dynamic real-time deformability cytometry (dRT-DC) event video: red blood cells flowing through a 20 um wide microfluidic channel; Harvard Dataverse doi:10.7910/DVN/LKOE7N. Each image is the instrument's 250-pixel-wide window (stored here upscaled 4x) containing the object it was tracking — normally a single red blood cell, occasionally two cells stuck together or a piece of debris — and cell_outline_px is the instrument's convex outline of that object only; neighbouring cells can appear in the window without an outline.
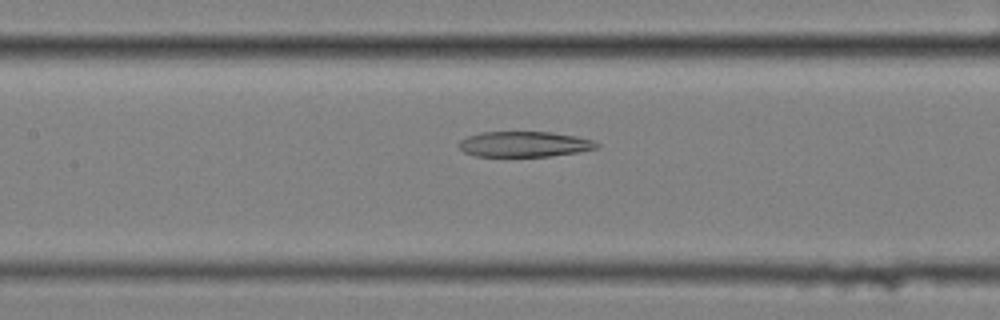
{"species": "common noctule bat (a hibernating species)", "species_latin": "Nyctalus noctula", "temperature_condition": "cold", "stored_images_in_passage": 45, "camera_frame_rate_fps": 3000, "um_per_image_px": 0.085, "animal": {"sex": "female", "body_mass_g": 25.1}, "frame": {"image": 1, "passage_image": 20, "time_ms": 6.333, "image_size_px": [1000, 320], "cell_outline_px": [[600, 148], [576, 152], [548, 156], [476, 156], [464, 152], [460, 148], [460, 140], [468, 136], [484, 132], [552, 132], [576, 136], [592, 140], [600, 144]], "centroid_in_image_um": [44.6, 12.25], "position_along_channel_um": 162.8, "area_um2": 20.29}}
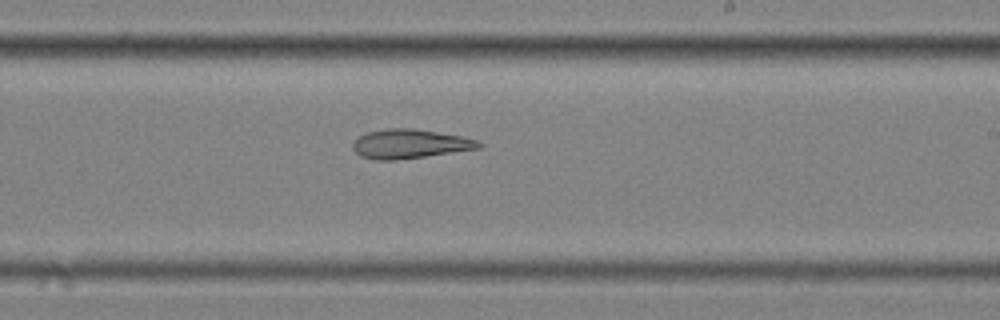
{"frame": {"image": 2, "passage_image": 28, "time_ms": 9.0, "image_size_px": [1000, 320], "cell_outline_px": [[484, 144], [480, 148], [396, 160], [376, 160], [360, 156], [352, 148], [352, 144], [360, 136], [368, 132], [388, 128], [416, 128], [460, 136], [476, 140]], "centroid_in_image_um": [34.82, 12.22], "position_along_channel_um": 254.2, "area_um2": 21.21}}
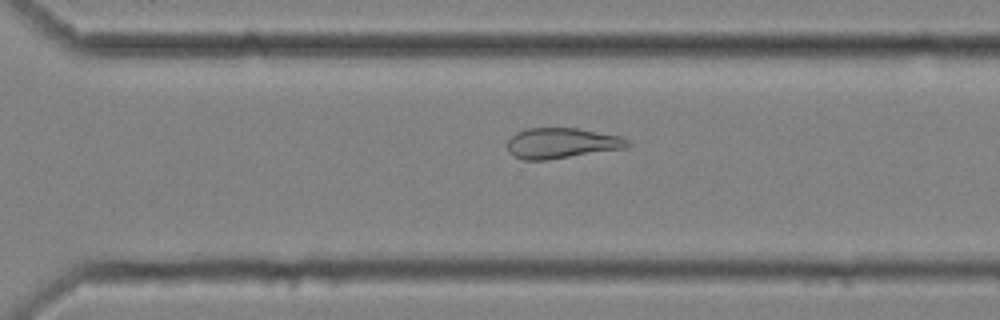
{"frame": {"image": 3, "passage_image": 34, "time_ms": 11.0, "image_size_px": [1000, 320], "cell_outline_px": [[632, 144], [628, 148], [544, 160], [524, 160], [512, 156], [508, 152], [508, 140], [516, 132], [524, 128], [576, 128], [620, 136], [628, 140]], "centroid_in_image_um": [47.73, 12.17], "position_along_channel_um": 322.9, "area_um2": 21.44}}